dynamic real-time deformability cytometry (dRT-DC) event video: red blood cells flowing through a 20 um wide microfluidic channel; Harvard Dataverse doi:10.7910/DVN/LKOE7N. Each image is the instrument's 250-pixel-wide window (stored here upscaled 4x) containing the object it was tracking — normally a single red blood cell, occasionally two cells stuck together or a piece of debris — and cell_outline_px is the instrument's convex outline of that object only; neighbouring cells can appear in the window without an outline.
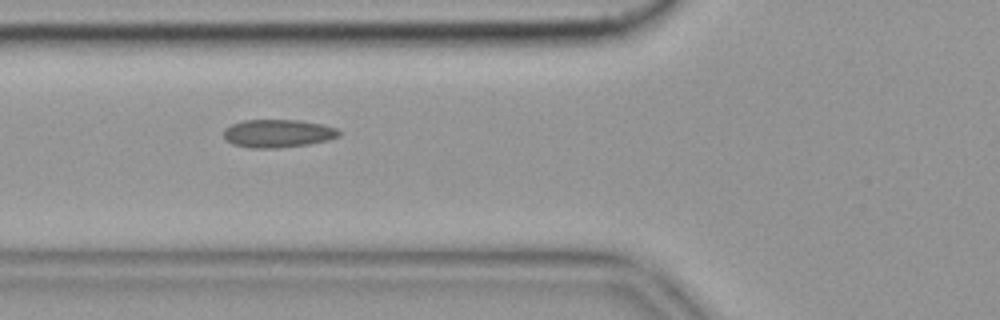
{"species": "common noctule bat (a hibernating species)", "species_latin": "Nyctalus noctula", "temperature_condition": "cold", "stored_images_in_passage": 43, "camera_frame_rate_fps": 3000, "um_per_image_px": 0.085, "animal": {"sex": "female", "body_mass_g": 19.9}, "frame": {"image": 1, "passage_image": 7, "time_ms": 2.0, "image_size_px": [1000, 320], "cell_outline_px": [[340, 136], [328, 140], [308, 144], [276, 148], [248, 148], [232, 144], [224, 140], [224, 128], [232, 124], [244, 120], [300, 120], [324, 124], [336, 128], [340, 132]], "centroid_in_image_um": [23.6, 11.34], "position_along_channel_um": 102.2, "area_um2": 19.02}, "authors_computed_cell_mechanics": {"area_um2": 18.207, "velocity_mm_per_s": 3.5306, "shape_relaxation_time_tau1_ms": 8.7469, "shape_relaxation_time_tau2_ms": 1.672, "deformation_change_tau1": 0.1622, "deformation_change_tau2": 0.09}}